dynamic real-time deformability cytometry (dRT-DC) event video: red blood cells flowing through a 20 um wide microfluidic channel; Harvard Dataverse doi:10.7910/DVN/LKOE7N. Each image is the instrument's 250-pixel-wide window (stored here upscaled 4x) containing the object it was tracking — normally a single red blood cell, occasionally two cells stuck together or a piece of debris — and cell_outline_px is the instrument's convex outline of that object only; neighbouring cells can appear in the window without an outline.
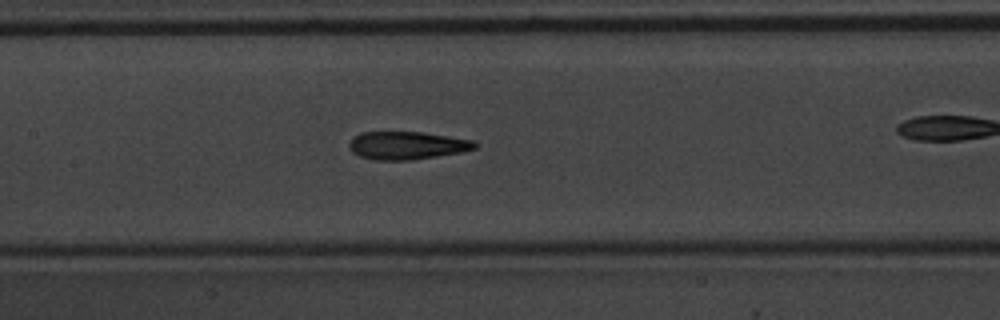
{"species": "common noctule bat (a hibernating species)", "species_latin": "Nyctalus noctula", "temperature_condition": "warm", "stored_images_in_passage": 41, "camera_frame_rate_fps": 3000, "um_per_image_px": 0.085, "animal": {"sex": "male", "body_mass_g": 20.1, "forearm_length_mm": 53.5}, "frame": {"image": 1, "passage_image": 24, "time_ms": 7.667, "image_size_px": [1000, 320], "cell_outline_px": [[476, 148], [460, 152], [412, 160], [372, 160], [360, 156], [352, 152], [348, 148], [348, 144], [352, 136], [360, 132], [424, 132], [472, 140], [476, 144]], "centroid_in_image_um": [34.52, 12.36], "position_along_channel_um": 172.9, "area_um2": 20.52}}